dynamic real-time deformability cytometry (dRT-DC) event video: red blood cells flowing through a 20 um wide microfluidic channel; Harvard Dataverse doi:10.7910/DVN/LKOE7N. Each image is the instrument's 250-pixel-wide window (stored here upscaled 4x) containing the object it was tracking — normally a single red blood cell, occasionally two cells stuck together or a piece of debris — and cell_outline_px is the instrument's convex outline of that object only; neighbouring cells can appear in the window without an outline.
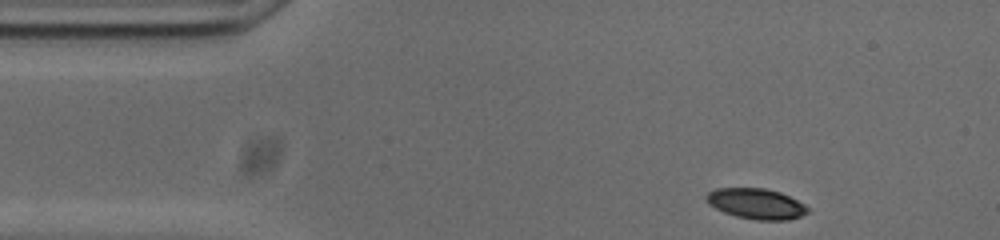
{"species": "common noctule bat (a hibernating species)", "species_latin": "Nyctalus noctula", "temperature_condition": "cold", "stored_images_in_passage": 48, "camera_frame_rate_fps": 3000, "um_per_image_px": 0.085, "animal": {"sex": "male", "body_mass_g": 20.0, "forearm_length_mm": 53.3}, "frame": {"image": 1, "passage_image": 1, "time_ms": 0.0, "image_size_px": [1000, 240], "cell_outline_px": [[808, 212], [800, 216], [788, 220], [756, 220], [736, 216], [724, 212], [708, 204], [704, 196], [708, 192], [716, 188], [764, 188], [780, 192], [804, 204], [808, 208]], "centroid_in_image_um": [64.24, 17.31], "position_along_channel_um": 20.8, "area_um2": 17.98}}
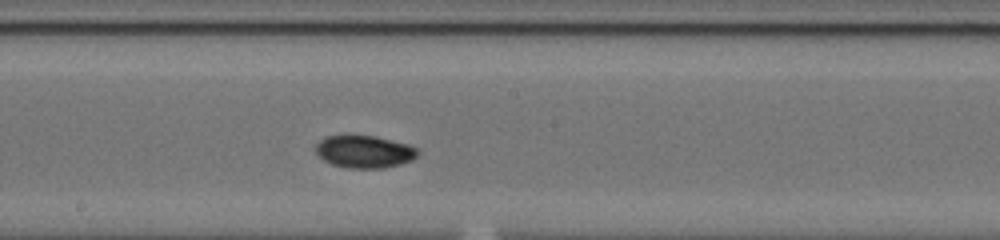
{"frame": {"image": 2, "passage_image": 22, "time_ms": 7.0, "image_size_px": [1000, 240], "cell_outline_px": [[420, 152], [412, 160], [400, 164], [384, 168], [348, 168], [332, 164], [324, 160], [316, 152], [316, 144], [324, 136], [376, 136], [408, 144], [416, 148]], "centroid_in_image_um": [30.98, 12.89], "position_along_channel_um": 217.2, "area_um2": 19.19}}
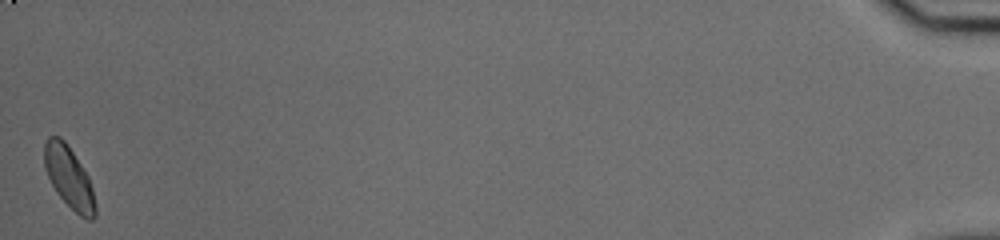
{"frame": {"image": 3, "passage_image": 48, "time_ms": 15.667, "image_size_px": [1000, 240], "cell_outline_px": [[96, 216], [92, 220], [88, 220], [80, 216], [56, 192], [44, 168], [44, 144], [48, 136], [60, 136], [68, 144], [88, 176], [92, 188], [96, 204]], "centroid_in_image_um": [5.87, 15.06], "position_along_channel_um": 429.3, "area_um2": 18.26}, "authors_computed_cell_mechanics": {"area_um2": 18.6116, "velocity_mm_per_s": 3.7099, "shape_relaxation_time_tau1_ms": 3.8244, "shape_relaxation_time_tau2_ms": 2.8441, "deformation_change_tau1": 0.1144, "deformation_change_tau2": 0.0485}}